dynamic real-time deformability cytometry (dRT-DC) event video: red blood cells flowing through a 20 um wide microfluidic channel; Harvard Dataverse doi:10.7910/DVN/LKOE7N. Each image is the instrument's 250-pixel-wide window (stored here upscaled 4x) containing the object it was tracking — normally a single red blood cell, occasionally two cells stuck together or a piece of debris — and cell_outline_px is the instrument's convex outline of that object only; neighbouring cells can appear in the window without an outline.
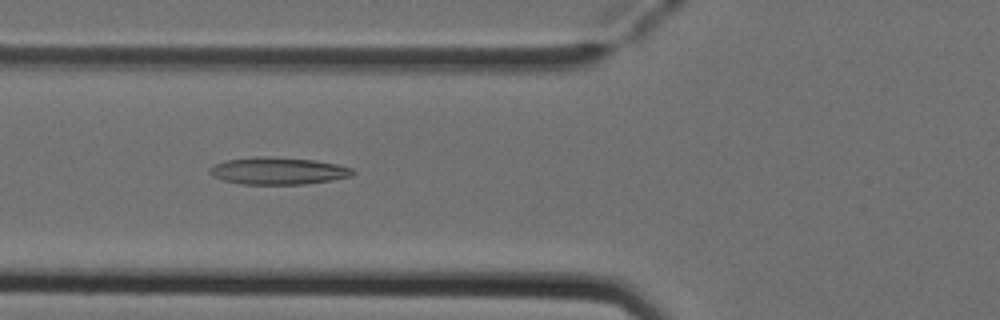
{"species": "Egyptian fruit bat (a non-hibernating species)", "species_latin": "Rousettus aegyptiacus", "temperature_condition": "cold", "stored_images_in_passage": 5, "camera_frame_rate_fps": 3000, "um_per_image_px": 0.085, "animal": {"sex": "female"}, "frame": {"image": 1, "passage_image": 3, "time_ms": 0.667, "image_size_px": [1000, 320], "cell_outline_px": [[356, 172], [352, 176], [332, 180], [304, 184], [240, 184], [224, 180], [212, 176], [208, 172], [208, 168], [216, 164], [228, 160], [252, 156], [268, 156], [312, 160], [336, 164], [352, 168]], "centroid_in_image_um": [23.63, 14.52], "position_along_channel_um": 102.2, "area_um2": 22.66}}
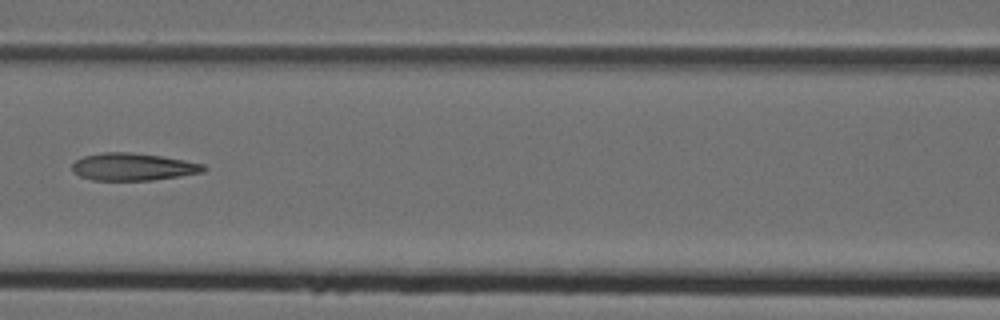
{"frame": {"image": 2, "passage_image": 4, "time_ms": 1.0, "image_size_px": [1000, 320], "cell_outline_px": [[208, 168], [204, 172], [180, 176], [152, 180], [92, 180], [80, 176], [72, 168], [72, 164], [76, 160], [84, 156], [104, 152], [132, 152], [160, 156], [184, 160], [204, 164]], "centroid_in_image_um": [11.34, 14.18], "position_along_channel_um": 155.3, "area_um2": 20.92}}
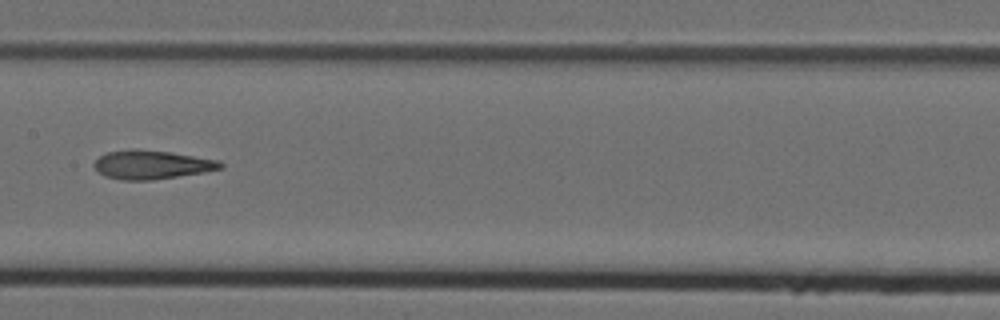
{"frame": {"image": 3, "passage_image": 5, "time_ms": 1.333, "image_size_px": [1000, 320], "cell_outline_px": [[224, 168], [204, 172], [152, 180], [120, 180], [104, 176], [92, 164], [100, 156], [108, 152], [128, 148], [136, 148], [172, 152], [220, 160], [224, 164]], "centroid_in_image_um": [12.92, 13.98], "position_along_channel_um": 194.5, "area_um2": 21.44}}